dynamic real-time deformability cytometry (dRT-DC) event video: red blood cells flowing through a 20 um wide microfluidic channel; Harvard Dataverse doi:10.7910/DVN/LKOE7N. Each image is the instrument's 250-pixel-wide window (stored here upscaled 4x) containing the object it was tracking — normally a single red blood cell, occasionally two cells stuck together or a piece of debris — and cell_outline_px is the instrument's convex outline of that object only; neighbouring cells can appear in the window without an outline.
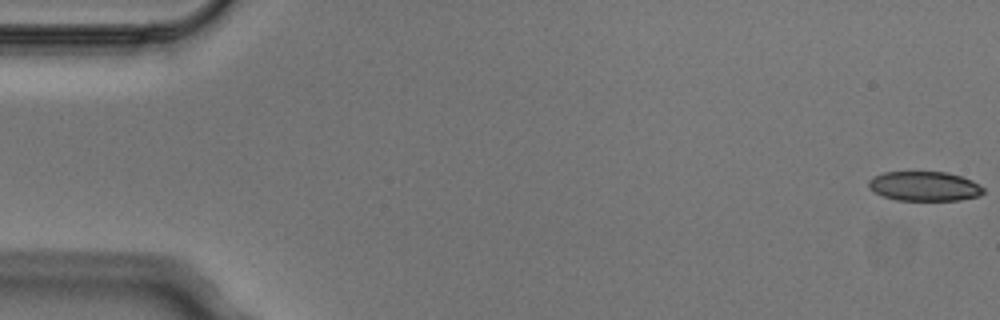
{"species": "Egyptian fruit bat (a non-hibernating species)", "species_latin": "Rousettus aegyptiacus", "temperature_condition": "cold", "stored_images_in_passage": 5, "camera_frame_rate_fps": 3000, "um_per_image_px": 0.085, "animal": {"sex": "male"}, "frame": {"image": 1, "passage_image": 1, "time_ms": 0.0, "image_size_px": [1000, 320], "cell_outline_px": [[984, 192], [980, 196], [960, 200], [896, 200], [884, 196], [868, 188], [868, 180], [872, 176], [884, 172], [948, 172], [972, 180], [980, 184], [984, 188]], "centroid_in_image_um": [78.59, 15.82], "position_along_channel_um": 6.4, "area_um2": 19.88}}
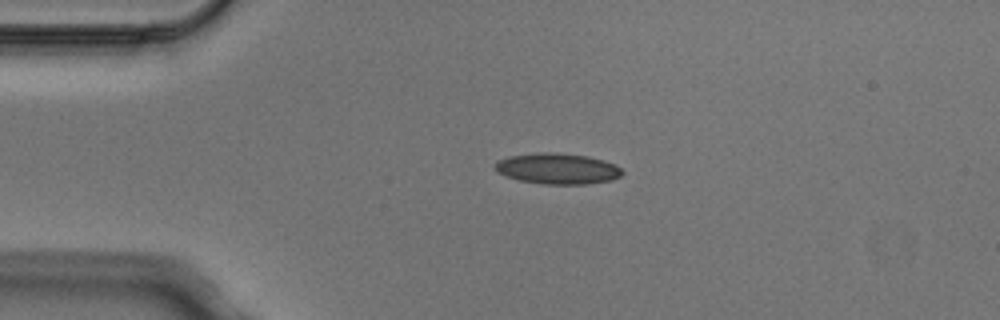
{"frame": {"image": 2, "passage_image": 4, "time_ms": 1.0, "image_size_px": [1000, 320], "cell_outline_px": [[624, 172], [620, 176], [612, 180], [588, 184], [544, 184], [520, 180], [496, 172], [496, 160], [508, 156], [540, 152], [548, 152], [588, 156], [604, 160], [616, 164]], "centroid_in_image_um": [47.41, 14.33], "position_along_channel_um": 37.6, "area_um2": 22.83}}